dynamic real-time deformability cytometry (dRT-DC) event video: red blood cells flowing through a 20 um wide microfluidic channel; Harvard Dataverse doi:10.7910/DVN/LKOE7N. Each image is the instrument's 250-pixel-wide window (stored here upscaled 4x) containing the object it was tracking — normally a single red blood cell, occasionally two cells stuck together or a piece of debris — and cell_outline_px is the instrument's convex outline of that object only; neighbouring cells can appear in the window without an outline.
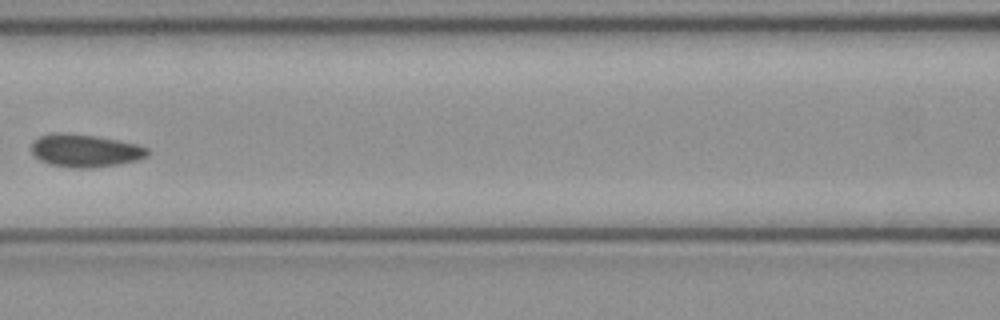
{"species": "common noctule bat (a hibernating species)", "species_latin": "Nyctalus noctula", "temperature_condition": "cold", "stored_images_in_passage": 6, "camera_frame_rate_fps": 3000, "um_per_image_px": 0.085, "animal": {"sex": "female", "body_mass_g": 21.9}, "frame": {"image": 1, "passage_image": 6, "time_ms": 1.667, "image_size_px": [1000, 320], "cell_outline_px": [[148, 156], [136, 160], [116, 164], [92, 168], [72, 168], [48, 164], [40, 160], [32, 152], [32, 140], [40, 136], [52, 132], [64, 132], [96, 136], [136, 144], [148, 148]], "centroid_in_image_um": [7.19, 12.79], "position_along_channel_um": 159.4, "area_um2": 22.2}}